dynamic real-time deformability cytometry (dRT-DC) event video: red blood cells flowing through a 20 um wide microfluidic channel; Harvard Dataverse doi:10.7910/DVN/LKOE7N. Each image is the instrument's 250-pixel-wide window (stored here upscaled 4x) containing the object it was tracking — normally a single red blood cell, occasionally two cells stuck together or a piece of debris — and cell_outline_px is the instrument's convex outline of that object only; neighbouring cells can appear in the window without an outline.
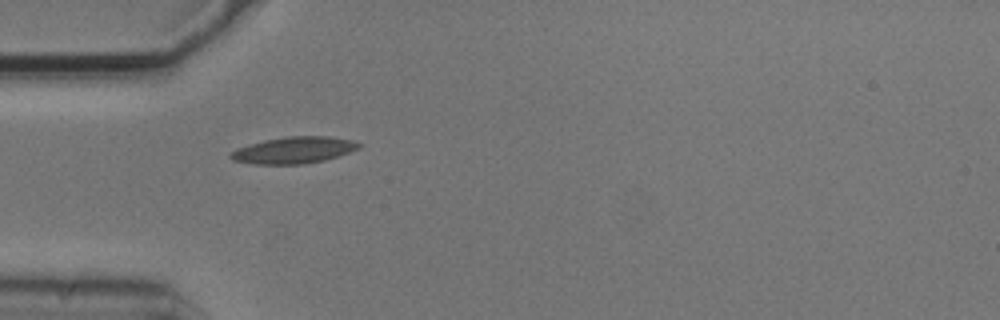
{"species": "common noctule bat (a hibernating species)", "species_latin": "Nyctalus noctula", "temperature_condition": "cold", "stored_images_in_passage": 2, "camera_frame_rate_fps": 3000, "um_per_image_px": 0.085, "animal": {"sex": "male", "body_mass_g": 20.5, "forearm_length_mm": 52.5}, "frame": {"image": 1, "passage_image": 1, "time_ms": 0.0, "image_size_px": [1000, 320], "cell_outline_px": [[364, 144], [360, 148], [324, 160], [300, 164], [256, 164], [232, 160], [228, 156], [236, 148], [248, 144], [264, 140], [288, 136], [328, 136], [352, 140]], "centroid_in_image_um": [24.97, 12.75], "position_along_channel_um": 60.0, "area_um2": 19.83}}